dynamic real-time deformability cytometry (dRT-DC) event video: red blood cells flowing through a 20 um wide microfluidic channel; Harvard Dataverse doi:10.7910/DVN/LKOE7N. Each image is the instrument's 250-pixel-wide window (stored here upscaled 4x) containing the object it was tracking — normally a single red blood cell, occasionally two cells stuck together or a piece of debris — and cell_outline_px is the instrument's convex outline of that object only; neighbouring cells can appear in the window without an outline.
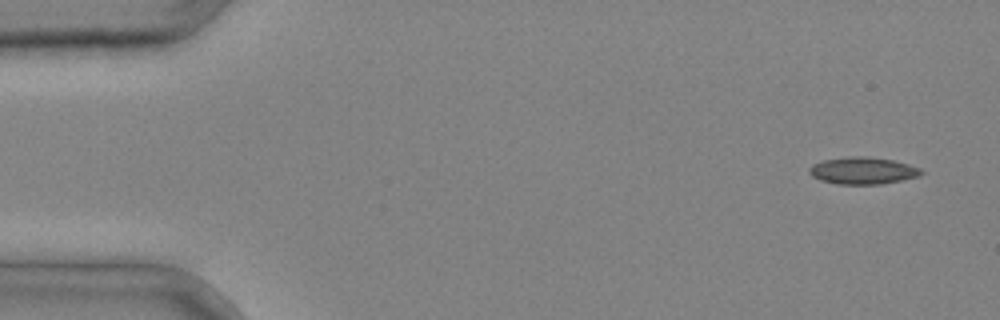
{"species": "common noctule bat (a hibernating species)", "species_latin": "Nyctalus noctula", "temperature_condition": "cold", "stored_images_in_passage": 5, "camera_frame_rate_fps": 3000, "um_per_image_px": 0.085, "animal": {"sex": "male", "body_mass_g": 20.4}, "frame": {"image": 1, "passage_image": 5, "time_ms": 1.333, "image_size_px": [1000, 320], "cell_outline_px": [[924, 172], [920, 176], [880, 184], [836, 184], [820, 180], [812, 176], [808, 172], [808, 168], [812, 164], [824, 160], [848, 156], [864, 156], [892, 160], [908, 164], [920, 168]], "centroid_in_image_um": [73.31, 14.5], "position_along_channel_um": 11.7, "area_um2": 17.63}}